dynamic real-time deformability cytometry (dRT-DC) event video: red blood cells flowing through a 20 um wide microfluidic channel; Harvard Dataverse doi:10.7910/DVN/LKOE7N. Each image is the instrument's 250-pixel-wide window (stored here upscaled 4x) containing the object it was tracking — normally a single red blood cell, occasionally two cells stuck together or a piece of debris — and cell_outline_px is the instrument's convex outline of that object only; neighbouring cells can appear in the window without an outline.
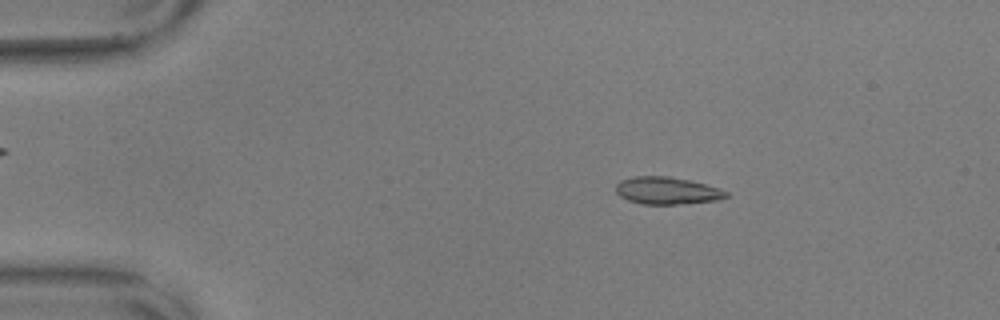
{"species": "common noctule bat (a hibernating species)", "species_latin": "Nyctalus noctula", "temperature_condition": "warm", "stored_images_in_passage": 47, "camera_frame_rate_fps": 3000, "um_per_image_px": 0.085, "animal": {"sex": "male", "body_mass_g": 17.9, "forearm_length_mm": 54.2}, "frame": {"image": 1, "passage_image": 1, "time_ms": 0.0, "image_size_px": [1000, 320], "cell_outline_px": [[728, 196], [720, 200], [676, 204], [640, 204], [628, 200], [620, 196], [616, 192], [616, 184], [620, 180], [632, 176], [668, 176], [688, 180], [720, 188], [728, 192]], "centroid_in_image_um": [56.68, 16.2], "position_along_channel_um": 28.3, "area_um2": 17.57}}
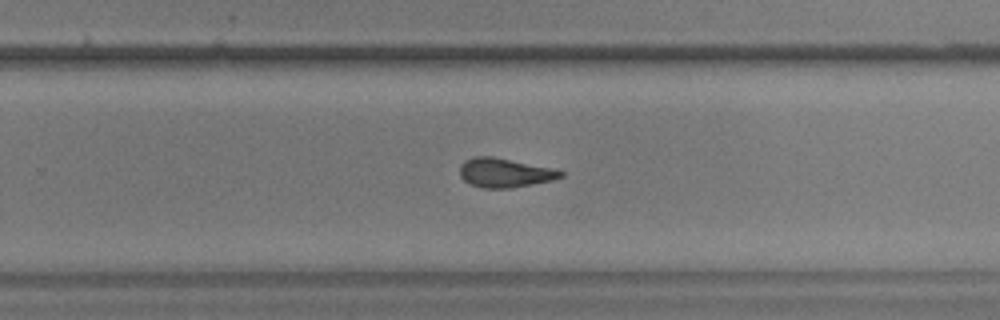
{"frame": {"image": 2, "passage_image": 28, "time_ms": 9.0, "image_size_px": [1000, 320], "cell_outline_px": [[564, 176], [552, 180], [512, 188], [484, 188], [472, 184], [464, 180], [460, 176], [460, 164], [464, 160], [476, 156], [492, 156], [552, 168], [564, 172]], "centroid_in_image_um": [42.89, 14.68], "position_along_channel_um": 286.9, "area_um2": 17.05}}
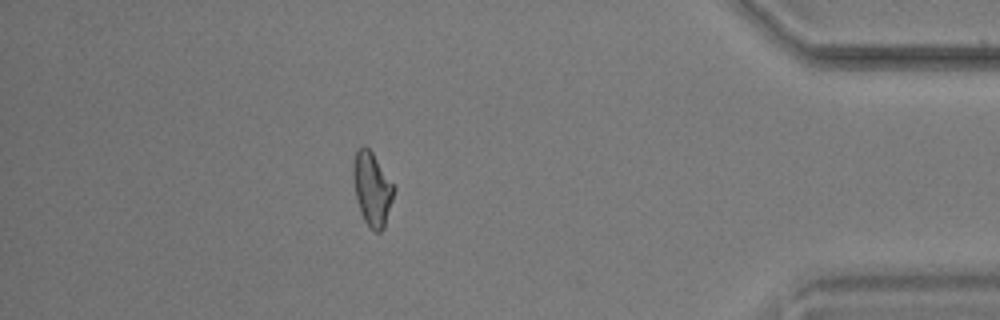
{"frame": {"image": 3, "passage_image": 41, "time_ms": 13.333, "image_size_px": [1000, 320], "cell_outline_px": [[396, 188], [384, 228], [380, 232], [376, 232], [364, 220], [360, 212], [356, 200], [352, 180], [352, 164], [356, 148], [364, 144], [372, 152]], "centroid_in_image_um": [31.6, 16.01], "position_along_channel_um": 403.6, "area_um2": 17.69}, "authors_computed_cell_mechanics": {"area_um2": 17.629, "velocity_mm_per_s": 3.58, "shape_relaxation_time_tau1_ms": 6.0655, "shape_relaxation_time_tau2_ms": 2.2024, "deformation_change_tau1": 0.1669, "deformation_change_tau2": 0.097}}